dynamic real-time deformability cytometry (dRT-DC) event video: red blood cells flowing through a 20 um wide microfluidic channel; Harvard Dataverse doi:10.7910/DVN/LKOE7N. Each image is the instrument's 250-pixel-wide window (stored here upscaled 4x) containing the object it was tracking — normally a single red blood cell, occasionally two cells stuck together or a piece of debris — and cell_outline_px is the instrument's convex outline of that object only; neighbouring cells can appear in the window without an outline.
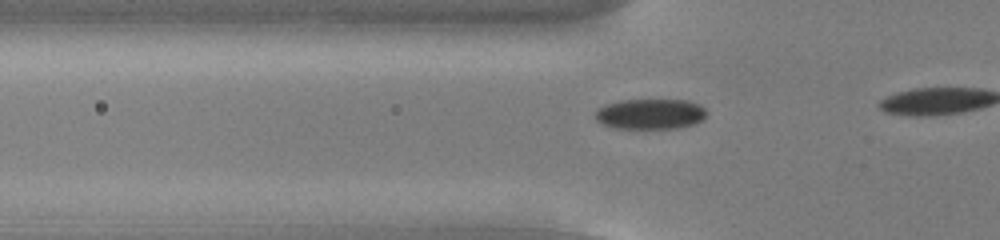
{"species": "common noctule bat (a hibernating species)", "species_latin": "Nyctalus noctula", "temperature_condition": "cold", "stored_images_in_passage": 13, "camera_frame_rate_fps": 3000, "um_per_image_px": 0.085, "animal": {"sex": "male", "body_mass_g": 13.0, "forearm_length_mm": 53.1}, "frame": {"image": 1, "passage_image": 10, "time_ms": 3.0, "image_size_px": [1000, 240], "cell_outline_px": [[708, 112], [696, 124], [676, 128], [616, 128], [600, 124], [596, 120], [596, 108], [620, 100], [688, 100], [700, 104]], "centroid_in_image_um": [55.28, 9.68], "position_along_channel_um": 70.5, "area_um2": 19.77}}